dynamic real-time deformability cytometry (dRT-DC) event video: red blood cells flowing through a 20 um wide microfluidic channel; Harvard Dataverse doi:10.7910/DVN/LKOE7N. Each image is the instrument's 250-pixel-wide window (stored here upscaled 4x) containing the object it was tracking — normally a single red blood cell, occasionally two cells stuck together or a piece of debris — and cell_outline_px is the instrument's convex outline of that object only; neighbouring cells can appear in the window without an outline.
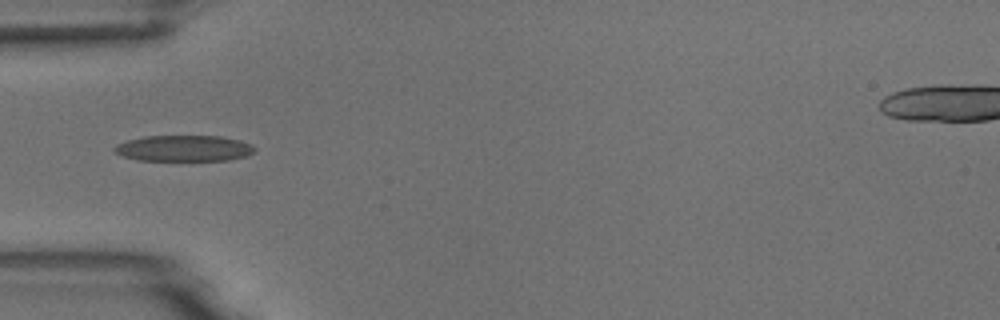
{"species": "common noctule bat (a hibernating species)", "species_latin": "Nyctalus noctula", "temperature_condition": "room temperature", "stored_images_in_passage": 7, "camera_frame_rate_fps": 3000, "um_per_image_px": 0.085, "animal": {"sex": "male", "body_mass_g": 18.8}, "frame": {"image": 1, "passage_image": 4, "time_ms": 1.0, "image_size_px": [1000, 320], "cell_outline_px": [[256, 152], [248, 156], [228, 160], [136, 160], [112, 152], [112, 148], [116, 144], [128, 140], [144, 136], [220, 136], [240, 140], [252, 144], [256, 148]], "centroid_in_image_um": [15.65, 12.6], "position_along_channel_um": 69.4, "area_um2": 21.5}}